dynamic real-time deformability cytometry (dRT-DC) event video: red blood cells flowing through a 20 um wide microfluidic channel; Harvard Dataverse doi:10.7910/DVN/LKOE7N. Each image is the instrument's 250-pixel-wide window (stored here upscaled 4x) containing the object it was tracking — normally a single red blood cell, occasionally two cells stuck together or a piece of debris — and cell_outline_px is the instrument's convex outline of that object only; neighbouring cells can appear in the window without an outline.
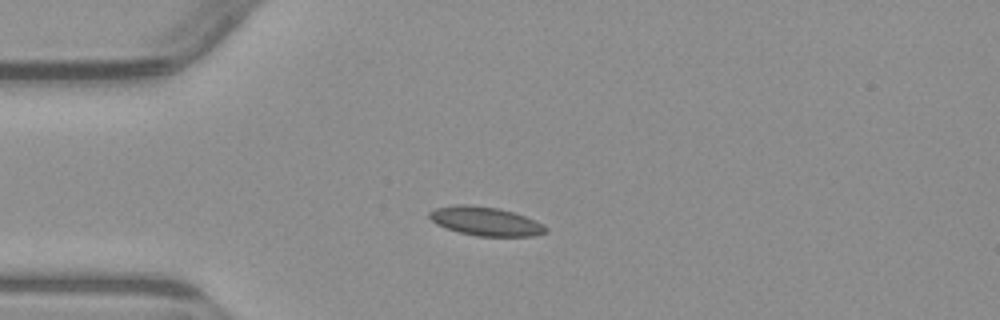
{"species": "common noctule bat (a hibernating species)", "species_latin": "Nyctalus noctula", "temperature_condition": "warm", "stored_images_in_passage": 3, "camera_frame_rate_fps": 3000, "um_per_image_px": 0.085, "animal": {"sex": "male", "body_mass_g": 23.1, "forearm_length_mm": 52.7}, "frame": {"image": 1, "passage_image": 2, "time_ms": 2.667, "image_size_px": [1000, 320], "cell_outline_px": [[548, 232], [532, 236], [476, 236], [460, 232], [436, 224], [428, 216], [428, 212], [436, 208], [456, 204], [468, 204], [500, 208], [536, 220], [544, 224], [548, 228]], "centroid_in_image_um": [41.29, 18.8], "position_along_channel_um": 43.7, "area_um2": 19.59}}